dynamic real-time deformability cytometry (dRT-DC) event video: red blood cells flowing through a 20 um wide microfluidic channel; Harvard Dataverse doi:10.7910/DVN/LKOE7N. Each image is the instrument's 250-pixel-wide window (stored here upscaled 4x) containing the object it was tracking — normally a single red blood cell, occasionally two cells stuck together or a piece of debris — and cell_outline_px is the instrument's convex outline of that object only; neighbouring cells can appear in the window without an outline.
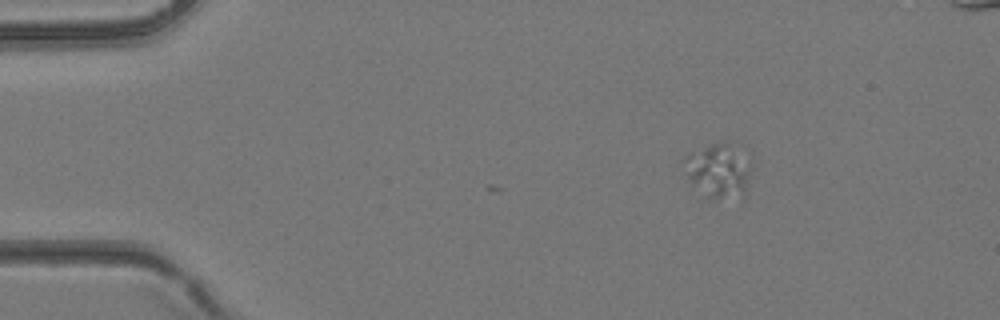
{"species": "common noctule bat (a hibernating species)", "species_latin": "Nyctalus noctula", "temperature_condition": "room temperature", "stored_images_in_passage": 2, "camera_frame_rate_fps": 3000, "um_per_image_px": 0.085, "animal": {"sex": "female", "body_mass_g": 24.6, "forearm_length_mm": 56.2}, "frame": {"image": 1, "passage_image": 2, "time_ms": 0.333, "image_size_px": [1000, 320], "cell_outline_px": [[752, 168], [744, 200], [716, 200], [708, 196], [692, 184], [680, 160], [688, 152], [708, 144], [724, 140], [732, 140]], "centroid_in_image_um": [61.09, 14.5], "position_along_channel_um": 23.9, "area_um2": 22.25}}